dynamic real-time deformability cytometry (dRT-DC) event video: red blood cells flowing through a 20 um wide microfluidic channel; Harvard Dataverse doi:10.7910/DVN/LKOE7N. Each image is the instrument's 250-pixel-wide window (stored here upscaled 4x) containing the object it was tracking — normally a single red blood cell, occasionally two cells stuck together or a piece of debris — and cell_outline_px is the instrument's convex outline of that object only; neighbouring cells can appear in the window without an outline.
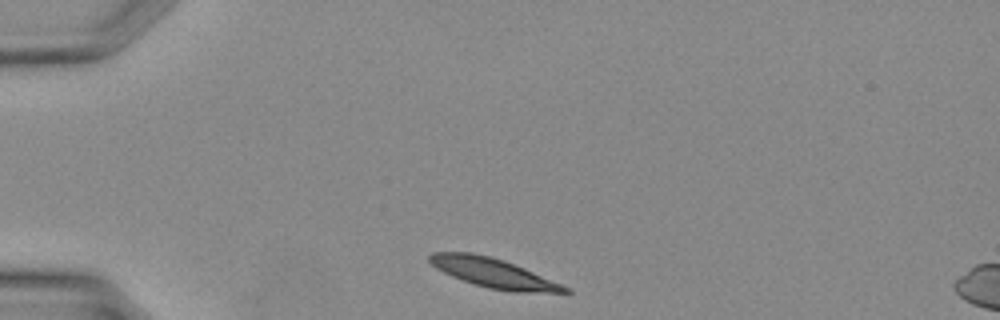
{"species": "Egyptian fruit bat (a non-hibernating species)", "species_latin": "Rousettus aegyptiacus", "temperature_condition": "warm", "stored_images_in_passage": 25, "camera_frame_rate_fps": 3000, "um_per_image_px": 0.085, "animal": {"sex": "female"}, "frame": {"image": 1, "passage_image": 1, "time_ms": 0.0, "image_size_px": [1000, 320], "cell_outline_px": [[572, 292], [512, 292], [488, 288], [472, 284], [452, 276], [436, 268], [428, 260], [428, 256], [432, 252], [472, 252], [504, 260], [524, 268], [572, 288]], "centroid_in_image_um": [41.94, 23.21], "position_along_channel_um": 43.1, "area_um2": 23.18}}
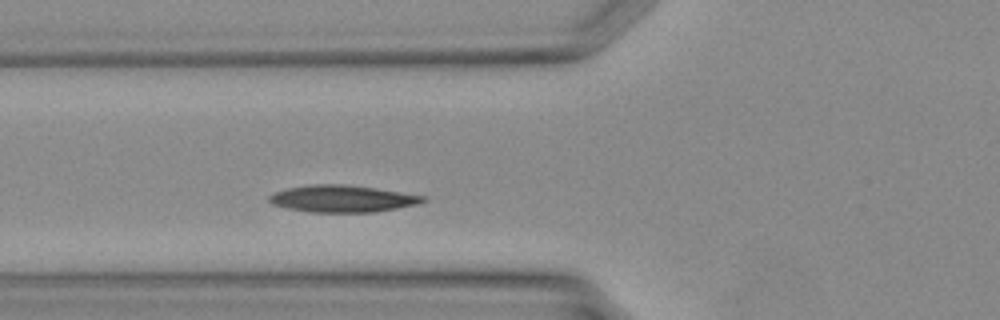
{"frame": {"image": 2, "passage_image": 6, "time_ms": 1.667, "image_size_px": [1000, 320], "cell_outline_px": [[428, 200], [420, 204], [376, 212], [308, 212], [288, 208], [272, 204], [268, 200], [268, 196], [276, 192], [288, 188], [308, 184], [348, 184], [376, 188], [424, 196]], "centroid_in_image_um": [29.12, 16.89], "position_along_channel_um": 96.7, "area_um2": 24.28}}
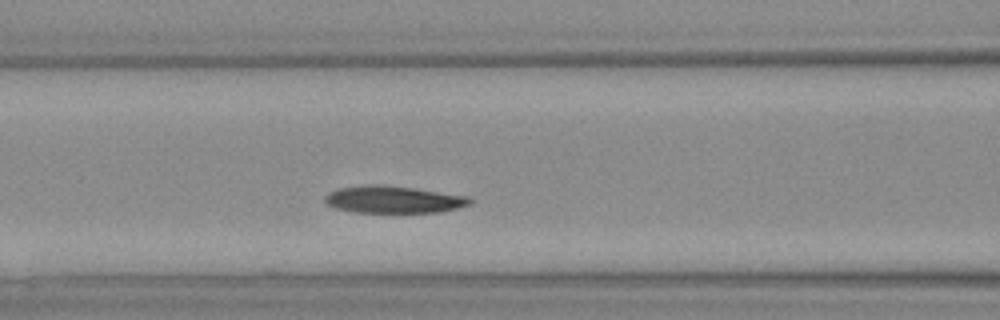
{"frame": {"image": 3, "passage_image": 8, "time_ms": 2.333, "image_size_px": [1000, 320], "cell_outline_px": [[472, 204], [440, 212], [356, 212], [332, 208], [324, 200], [324, 196], [328, 192], [340, 188], [368, 184], [380, 184], [412, 188], [468, 196], [472, 200]], "centroid_in_image_um": [33.41, 16.96], "position_along_channel_um": 133.2, "area_um2": 22.89}}